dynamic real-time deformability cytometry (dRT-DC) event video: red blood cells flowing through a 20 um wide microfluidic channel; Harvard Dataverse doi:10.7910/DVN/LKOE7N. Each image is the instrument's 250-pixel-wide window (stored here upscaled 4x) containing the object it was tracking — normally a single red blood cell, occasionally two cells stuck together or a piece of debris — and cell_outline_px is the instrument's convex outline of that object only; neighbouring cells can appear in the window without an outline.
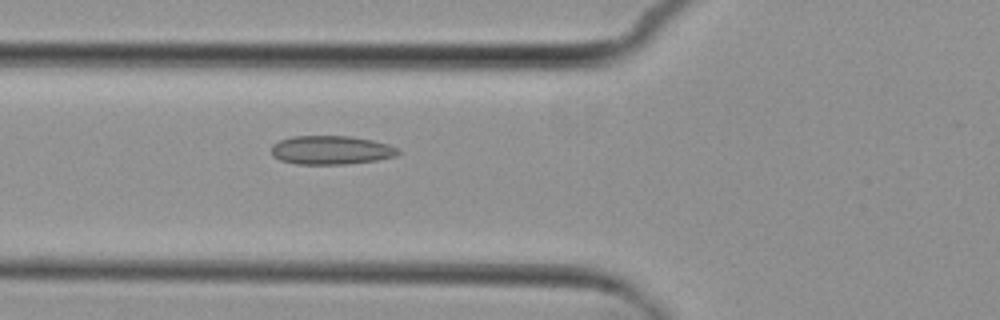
{"species": "common noctule bat (a hibernating species)", "species_latin": "Nyctalus noctula", "temperature_condition": "cold", "stored_images_in_passage": 5, "camera_frame_rate_fps": 3000, "um_per_image_px": 0.085, "animal": {"sex": "female", "body_mass_g": 29.2, "forearm_length_mm": 56.3}, "frame": {"image": 1, "passage_image": 5, "time_ms": 4.667, "image_size_px": [1000, 320], "cell_outline_px": [[400, 152], [396, 156], [376, 160], [348, 164], [296, 164], [280, 160], [272, 156], [272, 144], [280, 140], [292, 136], [352, 136], [372, 140], [388, 144], [400, 148]], "centroid_in_image_um": [28.15, 12.75], "position_along_channel_um": 97.6, "area_um2": 21.39}}